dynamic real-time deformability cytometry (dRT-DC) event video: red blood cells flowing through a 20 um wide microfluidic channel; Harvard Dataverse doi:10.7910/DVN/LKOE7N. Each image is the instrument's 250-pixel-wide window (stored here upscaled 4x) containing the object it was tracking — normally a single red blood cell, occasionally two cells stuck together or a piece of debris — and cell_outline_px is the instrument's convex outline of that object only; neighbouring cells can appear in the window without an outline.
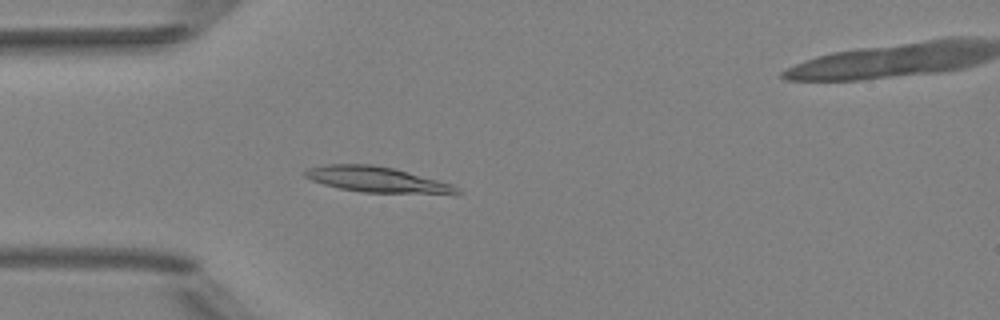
{"species": "Egyptian fruit bat (a non-hibernating species)", "species_latin": "Rousettus aegyptiacus", "temperature_condition": "room temperature", "stored_images_in_passage": 51, "camera_frame_rate_fps": 3000, "um_per_image_px": 0.085, "animal": {"sex": "female"}, "frame": {"image": 1, "passage_image": 15, "time_ms": 4.667, "image_size_px": [1000, 320], "cell_outline_px": [[464, 192], [456, 196], [452, 196], [364, 192], [340, 188], [324, 184], [312, 180], [304, 176], [304, 172], [308, 168], [324, 164], [372, 164], [392, 168], [452, 184], [460, 188]], "centroid_in_image_um": [32.2, 15.3], "position_along_channel_um": 52.8, "area_um2": 23.24}}
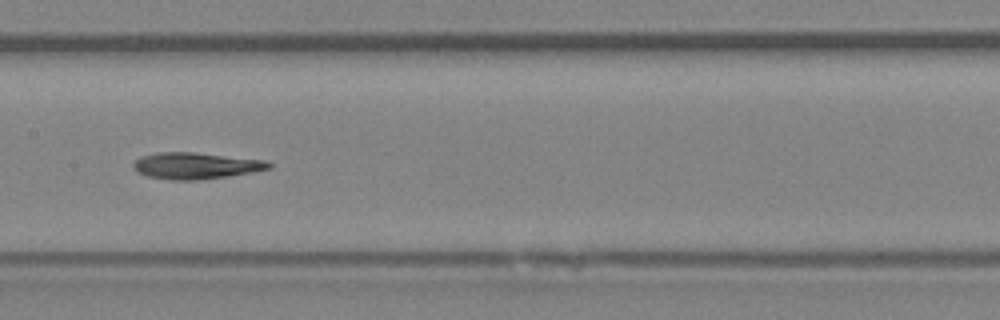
{"frame": {"image": 2, "passage_image": 26, "time_ms": 8.333, "image_size_px": [1000, 320], "cell_outline_px": [[272, 168], [252, 172], [204, 180], [172, 180], [148, 176], [136, 172], [132, 168], [132, 164], [140, 156], [156, 152], [196, 152], [264, 160], [272, 164]], "centroid_in_image_um": [16.61, 14.08], "position_along_channel_um": 190.8, "area_um2": 21.1}}
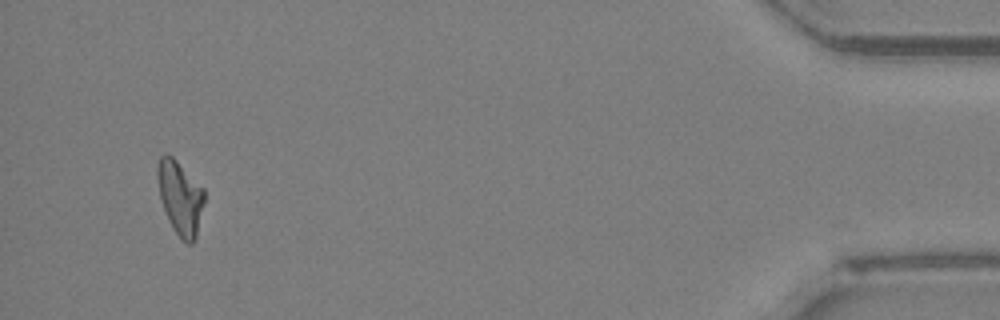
{"frame": {"image": 3, "passage_image": 49, "time_ms": 16.0, "image_size_px": [1000, 320], "cell_outline_px": [[204, 200], [196, 236], [192, 244], [188, 244], [172, 228], [160, 200], [156, 176], [156, 168], [160, 156], [172, 156], [204, 188]], "centroid_in_image_um": [15.29, 16.78], "position_along_channel_um": 419.9, "area_um2": 19.88}}